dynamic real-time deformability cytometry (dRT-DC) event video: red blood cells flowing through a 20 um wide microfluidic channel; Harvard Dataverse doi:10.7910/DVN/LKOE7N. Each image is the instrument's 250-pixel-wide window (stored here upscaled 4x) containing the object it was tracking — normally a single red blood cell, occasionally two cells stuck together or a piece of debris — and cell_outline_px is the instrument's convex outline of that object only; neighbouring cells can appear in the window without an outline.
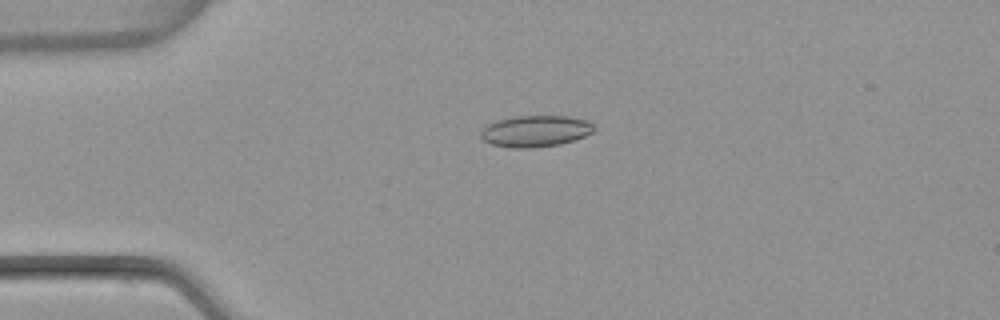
{"species": "common noctule bat (a hibernating species)", "species_latin": "Nyctalus noctula", "temperature_condition": "warm", "stored_images_in_passage": 6, "camera_frame_rate_fps": 3000, "um_per_image_px": 0.085, "animal": {"sex": "female", "body_mass_g": 22.7, "forearm_length_mm": 54.2}, "frame": {"image": 1, "passage_image": 3, "time_ms": 2.667, "image_size_px": [1000, 320], "cell_outline_px": [[596, 128], [592, 132], [584, 136], [560, 144], [532, 148], [512, 148], [492, 144], [484, 140], [480, 136], [480, 132], [488, 124], [496, 120], [512, 116], [568, 116], [588, 120]], "centroid_in_image_um": [45.5, 11.14], "position_along_channel_um": 39.5, "area_um2": 20.75}}
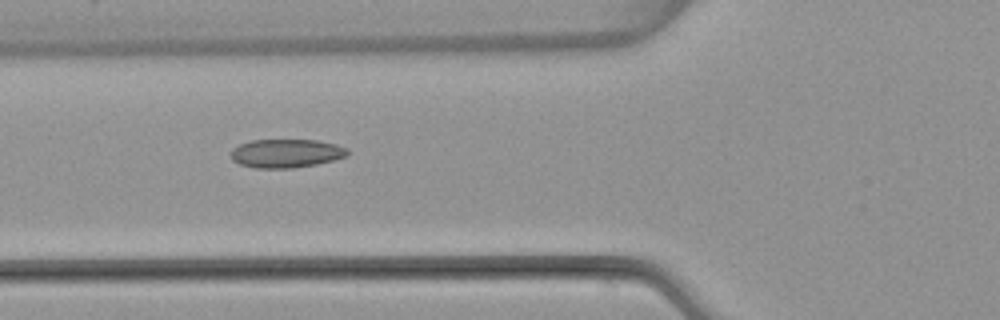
{"frame": {"image": 2, "passage_image": 5, "time_ms": 5.0, "image_size_px": [1000, 320], "cell_outline_px": [[348, 156], [316, 164], [292, 168], [256, 168], [240, 164], [232, 160], [232, 148], [240, 144], [252, 140], [316, 140], [336, 144], [348, 148]], "centroid_in_image_um": [24.34, 13.03], "position_along_channel_um": 101.5, "area_um2": 19.36}}
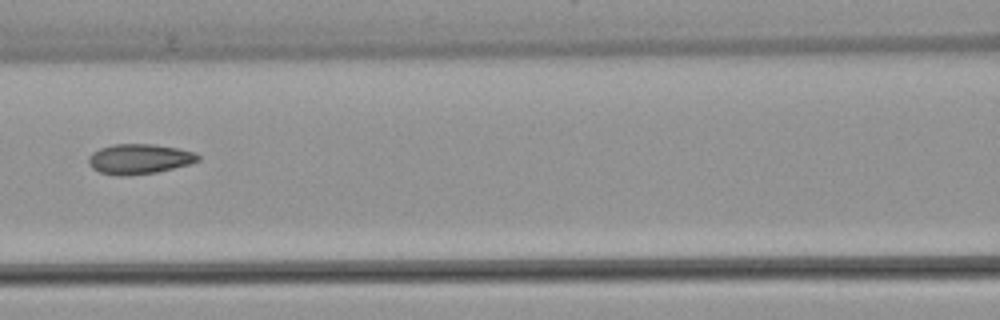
{"frame": {"image": 3, "passage_image": 6, "time_ms": 6.333, "image_size_px": [1000, 320], "cell_outline_px": [[200, 160], [188, 164], [156, 172], [128, 176], [120, 176], [100, 172], [92, 168], [88, 164], [88, 156], [92, 152], [100, 148], [112, 144], [152, 144], [176, 148], [196, 152], [200, 156]], "centroid_in_image_um": [11.81, 13.51], "position_along_channel_um": 154.8, "area_um2": 19.19}}